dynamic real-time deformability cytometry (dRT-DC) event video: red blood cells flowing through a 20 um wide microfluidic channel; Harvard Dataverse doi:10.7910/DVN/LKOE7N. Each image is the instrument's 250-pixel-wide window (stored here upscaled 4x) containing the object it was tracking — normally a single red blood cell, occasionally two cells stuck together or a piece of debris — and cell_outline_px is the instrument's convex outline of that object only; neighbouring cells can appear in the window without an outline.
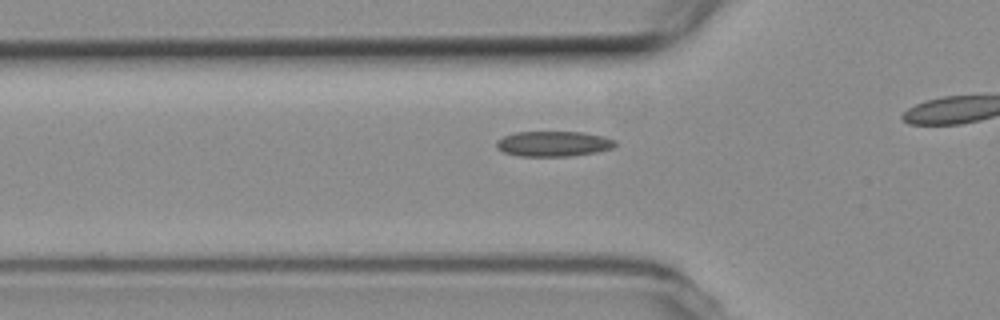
{"species": "common noctule bat (a hibernating species)", "species_latin": "Nyctalus noctula", "temperature_condition": "room temperature", "stored_images_in_passage": 39, "camera_frame_rate_fps": 3000, "um_per_image_px": 0.085, "animal": {"sex": "female", "body_mass_g": 19.3, "forearm_length_mm": 54.1}, "frame": {"image": 1, "passage_image": 14, "time_ms": 4.333, "image_size_px": [1000, 320], "cell_outline_px": [[616, 144], [612, 148], [596, 152], [572, 156], [520, 156], [504, 152], [496, 148], [496, 140], [504, 136], [516, 132], [580, 132], [604, 136], [616, 140]], "centroid_in_image_um": [47.04, 12.22], "position_along_channel_um": 78.8, "area_um2": 17.51}}
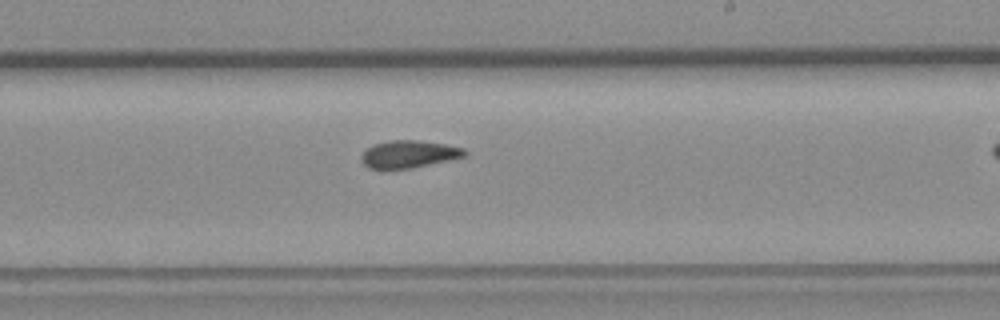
{"frame": {"image": 2, "passage_image": 28, "time_ms": 9.0, "image_size_px": [1000, 320], "cell_outline_px": [[468, 152], [464, 156], [448, 160], [412, 168], [384, 172], [368, 168], [364, 164], [360, 156], [372, 144], [392, 140], [420, 140], [444, 144], [464, 148]], "centroid_in_image_um": [34.69, 13.14], "position_along_channel_um": 254.3, "area_um2": 16.94}}
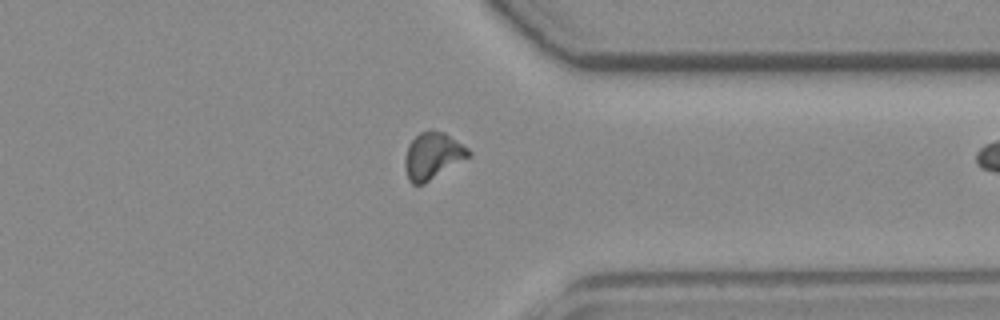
{"frame": {"image": 3, "passage_image": 38, "time_ms": 12.333, "image_size_px": [1000, 320], "cell_outline_px": [[472, 156], [424, 184], [412, 184], [408, 180], [404, 168], [404, 160], [408, 144], [420, 132], [428, 128], [432, 128], [444, 132], [468, 148], [472, 152]], "centroid_in_image_um": [36.78, 13.23], "position_along_channel_um": 374.6, "area_um2": 17.74}}